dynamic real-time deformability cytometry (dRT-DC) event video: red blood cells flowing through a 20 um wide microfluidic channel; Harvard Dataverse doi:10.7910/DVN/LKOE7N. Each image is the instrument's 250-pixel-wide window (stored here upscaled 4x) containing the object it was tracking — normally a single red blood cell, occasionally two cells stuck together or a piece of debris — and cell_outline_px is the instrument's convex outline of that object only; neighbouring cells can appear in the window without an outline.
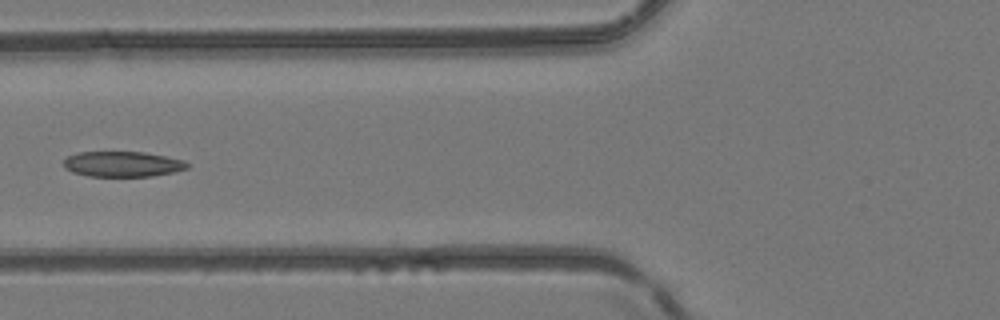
{"species": "common noctule bat (a hibernating species)", "species_latin": "Nyctalus noctula", "temperature_condition": "room temperature", "stored_images_in_passage": 5, "camera_frame_rate_fps": 3000, "um_per_image_px": 0.085, "animal": {"sex": "female", "body_mass_g": 24.6, "forearm_length_mm": 56.2}, "frame": {"image": 1, "passage_image": 5, "time_ms": 5.333, "image_size_px": [1000, 320], "cell_outline_px": [[188, 168], [172, 172], [152, 176], [88, 176], [72, 172], [64, 168], [64, 160], [68, 156], [76, 152], [144, 152], [184, 160], [188, 164]], "centroid_in_image_um": [10.38, 13.94], "position_along_channel_um": 115.4, "area_um2": 18.21}}